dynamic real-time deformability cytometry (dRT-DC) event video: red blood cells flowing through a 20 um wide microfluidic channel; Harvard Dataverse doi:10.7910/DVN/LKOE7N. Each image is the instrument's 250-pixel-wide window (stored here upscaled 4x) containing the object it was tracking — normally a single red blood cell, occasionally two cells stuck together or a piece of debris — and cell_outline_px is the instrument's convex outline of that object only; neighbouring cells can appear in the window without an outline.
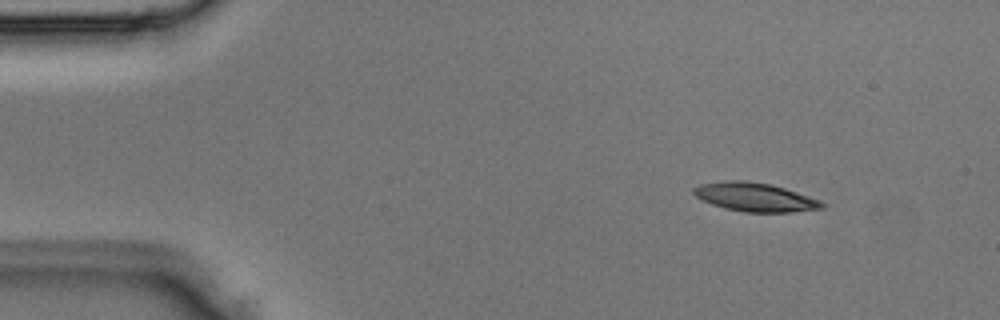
{"species": "Egyptian fruit bat (a non-hibernating species)", "species_latin": "Rousettus aegyptiacus", "temperature_condition": "room temperature", "stored_images_in_passage": 4, "camera_frame_rate_fps": 3000, "um_per_image_px": 0.085, "animal": {"sex": "male"}, "frame": {"image": 1, "passage_image": 2, "time_ms": 0.333, "image_size_px": [1000, 320], "cell_outline_px": [[824, 208], [792, 212], [744, 212], [724, 208], [712, 204], [696, 196], [692, 192], [692, 188], [700, 184], [724, 180], [744, 180], [772, 184], [820, 200], [824, 204]], "centroid_in_image_um": [64.15, 16.75], "position_along_channel_um": 20.9, "area_um2": 21.44}}
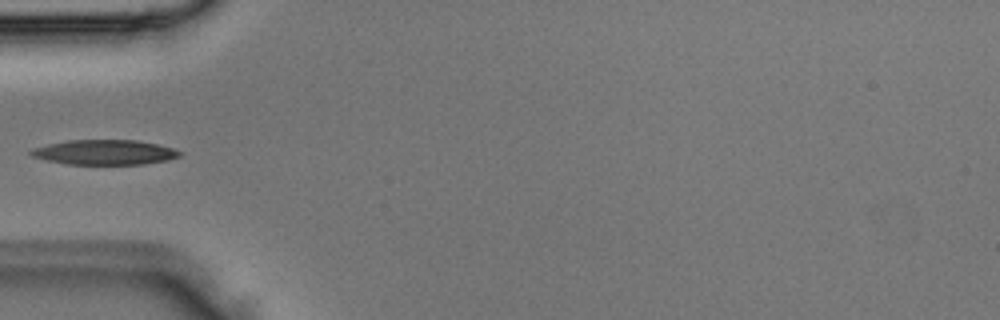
{"frame": {"image": 2, "passage_image": 4, "time_ms": 1.0, "image_size_px": [1000, 320], "cell_outline_px": [[184, 152], [180, 156], [168, 160], [144, 164], [68, 164], [48, 160], [32, 156], [28, 152], [36, 148], [48, 144], [68, 140], [136, 140], [156, 144], [172, 148]], "centroid_in_image_um": [8.94, 12.94], "position_along_channel_um": 76.1, "area_um2": 21.39}}